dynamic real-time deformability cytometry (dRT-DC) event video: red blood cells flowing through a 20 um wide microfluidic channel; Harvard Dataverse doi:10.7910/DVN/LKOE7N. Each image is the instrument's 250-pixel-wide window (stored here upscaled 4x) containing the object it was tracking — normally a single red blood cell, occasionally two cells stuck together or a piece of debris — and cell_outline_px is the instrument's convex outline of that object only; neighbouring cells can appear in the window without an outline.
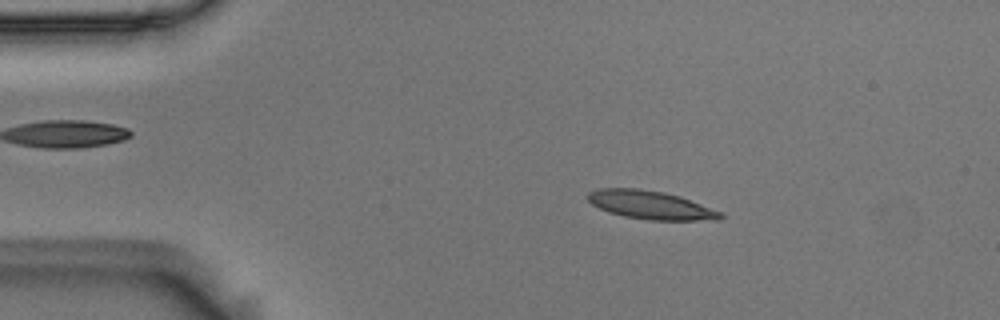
{"species": "Egyptian fruit bat (a non-hibernating species)", "species_latin": "Rousettus aegyptiacus", "temperature_condition": "room temperature", "stored_images_in_passage": 6, "camera_frame_rate_fps": 3000, "um_per_image_px": 0.085, "animal": {"sex": "male"}, "frame": {"image": 1, "passage_image": 2, "time_ms": 0.333, "image_size_px": [1000, 320], "cell_outline_px": [[728, 216], [720, 220], [648, 220], [624, 216], [608, 212], [592, 204], [584, 196], [588, 192], [600, 188], [636, 188], [664, 192], [680, 196], [724, 212]], "centroid_in_image_um": [55.35, 17.43], "position_along_channel_um": 29.6, "area_um2": 22.31}}
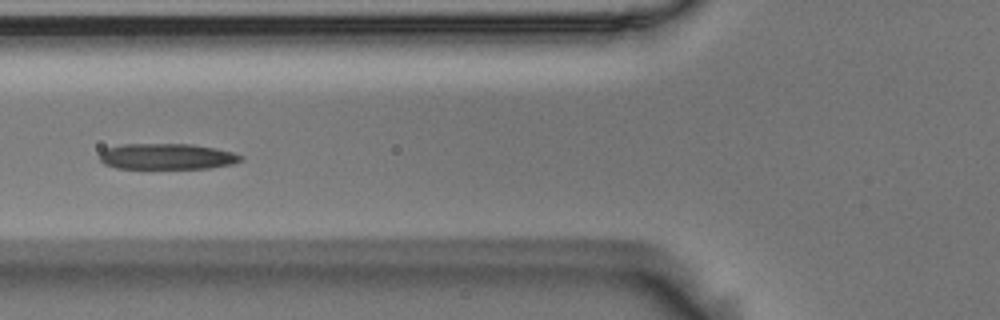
{"frame": {"image": 2, "passage_image": 5, "time_ms": 1.333, "image_size_px": [1000, 320], "cell_outline_px": [[244, 160], [232, 164], [208, 168], [116, 168], [104, 164], [100, 160], [100, 152], [104, 148], [124, 144], [192, 144], [216, 148], [232, 152], [244, 156]], "centroid_in_image_um": [14.2, 13.29], "position_along_channel_um": 111.6, "area_um2": 21.39}}
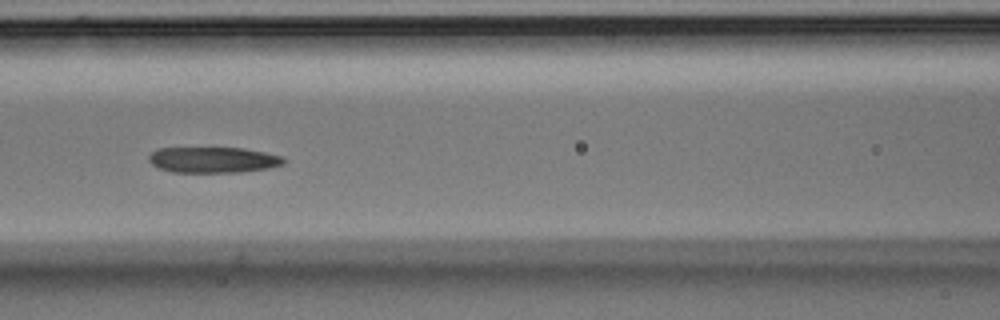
{"frame": {"image": 3, "passage_image": 6, "time_ms": 1.667, "image_size_px": [1000, 320], "cell_outline_px": [[284, 164], [268, 168], [240, 172], [172, 172], [160, 168], [152, 164], [148, 160], [148, 156], [156, 148], [244, 148], [284, 156]], "centroid_in_image_um": [18.11, 13.58], "position_along_channel_um": 148.5, "area_um2": 20.29}}